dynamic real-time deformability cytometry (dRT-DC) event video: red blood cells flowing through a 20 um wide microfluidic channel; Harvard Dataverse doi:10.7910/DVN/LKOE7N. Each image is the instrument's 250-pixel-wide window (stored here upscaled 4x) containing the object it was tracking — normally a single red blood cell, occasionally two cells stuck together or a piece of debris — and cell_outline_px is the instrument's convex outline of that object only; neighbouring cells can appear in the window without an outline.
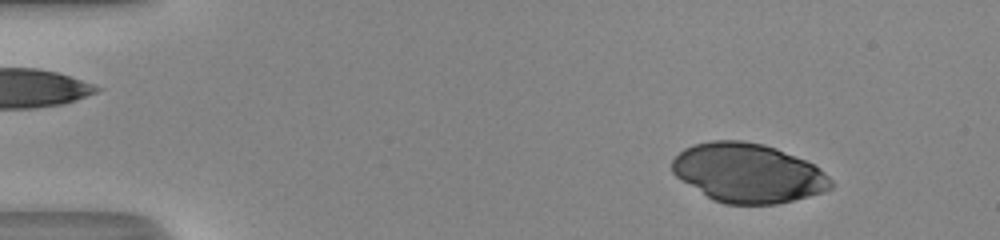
{"species": "human", "species_latin": "Homo sapiens", "temperature_condition": "room temperature", "stored_images_in_passage": 50, "camera_frame_rate_fps": 3000, "um_per_image_px": 0.085, "donor": {"sex": "male"}, "frame": {"image": 1, "passage_image": 6, "time_ms": 1.667, "image_size_px": [1000, 240], "cell_outline_px": [[832, 188], [808, 196], [776, 204], [724, 204], [712, 200], [676, 176], [672, 172], [672, 160], [684, 148], [692, 144], [712, 140], [744, 140], [764, 144], [776, 148], [804, 160], [812, 164], [824, 172], [832, 180]], "centroid_in_image_um": [63.55, 14.69], "position_along_channel_um": 21.5, "area_um2": 54.51}}